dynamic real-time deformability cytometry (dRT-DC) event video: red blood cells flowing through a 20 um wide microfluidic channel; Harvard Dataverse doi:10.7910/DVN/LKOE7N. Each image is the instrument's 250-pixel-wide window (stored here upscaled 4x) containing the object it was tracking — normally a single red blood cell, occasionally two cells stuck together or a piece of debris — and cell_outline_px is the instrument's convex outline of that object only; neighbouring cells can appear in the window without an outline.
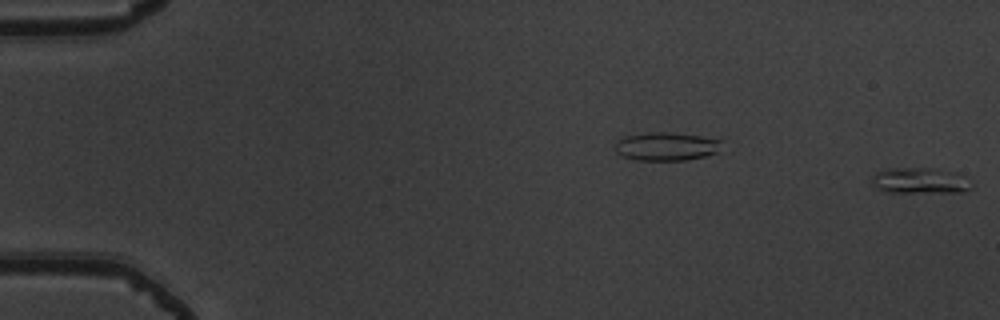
{"species": "common noctule bat (a hibernating species)", "species_latin": "Nyctalus noctula", "temperature_condition": "warm", "stored_images_in_passage": 10, "segment_of_instrument_passage": [2, 2], "camera_frame_rate_fps": 3000, "um_per_image_px": 0.085, "animal": {"sex": "male", "body_mass_g": 19.5, "forearm_length_mm": 54.6}, "frame": {"image": 1, "passage_image": 10, "time_ms": 3.0, "image_size_px": [1000, 320], "cell_outline_px": [[972, 188], [964, 192], [888, 192], [876, 188], [872, 180], [872, 176], [876, 172], [888, 168], [932, 168], [956, 172], [972, 184]], "centroid_in_image_um": [78.2, 15.35], "position_along_channel_um": 6.8, "area_um2": 14.97}}